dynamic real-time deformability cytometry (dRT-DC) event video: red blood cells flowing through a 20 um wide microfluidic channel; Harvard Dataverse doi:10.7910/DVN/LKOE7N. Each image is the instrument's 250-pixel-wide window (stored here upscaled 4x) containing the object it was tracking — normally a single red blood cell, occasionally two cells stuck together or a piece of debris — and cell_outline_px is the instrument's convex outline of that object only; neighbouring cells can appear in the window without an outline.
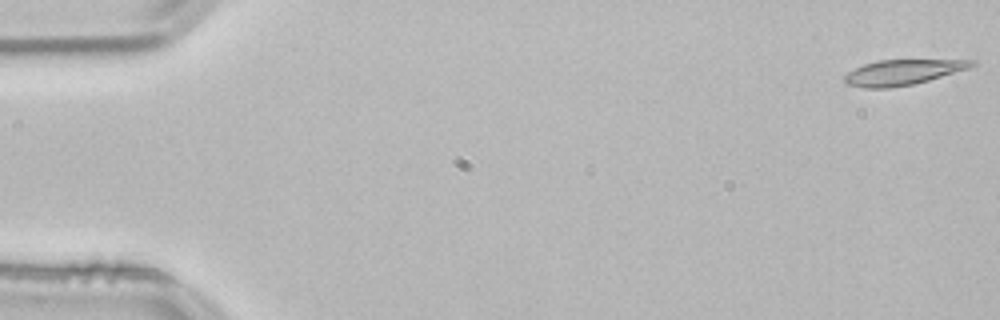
{"species": "common noctule bat (a hibernating species)", "species_latin": "Nyctalus noctula", "temperature_condition": "room temperature", "stored_images_in_passage": 53, "camera_frame_rate_fps": 3000, "um_per_image_px": 0.085, "animal": {"sex": "male", "body_mass_g": 21.5, "forearm_length_mm": 52.0}, "frame": {"image": 1, "passage_image": 1, "time_ms": 0.0, "image_size_px": [1000, 320], "cell_outline_px": [[976, 64], [968, 68], [928, 80], [912, 84], [888, 88], [864, 88], [844, 84], [844, 76], [848, 72], [864, 64], [880, 60], [976, 60]], "centroid_in_image_um": [76.68, 6.15], "position_along_channel_um": 8.3, "area_um2": 18.5}}
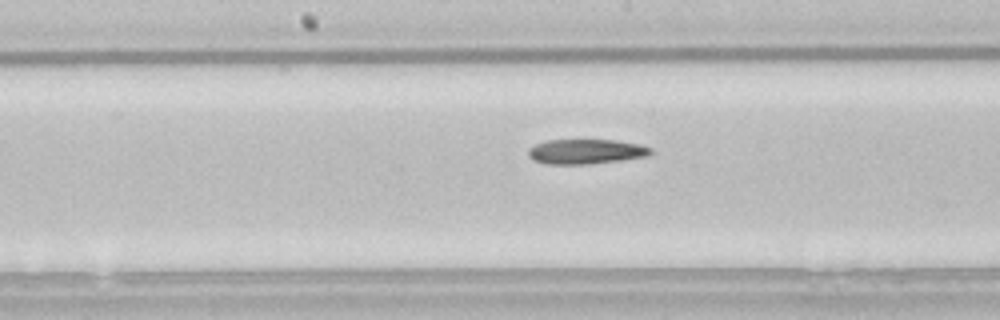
{"frame": {"image": 2, "passage_image": 27, "time_ms": 8.667, "image_size_px": [1000, 320], "cell_outline_px": [[652, 152], [648, 156], [620, 160], [588, 164], [544, 164], [532, 160], [528, 156], [528, 148], [536, 144], [548, 140], [616, 140], [640, 144], [652, 148]], "centroid_in_image_um": [49.78, 12.88], "position_along_channel_um": 198.4, "area_um2": 17.8}}
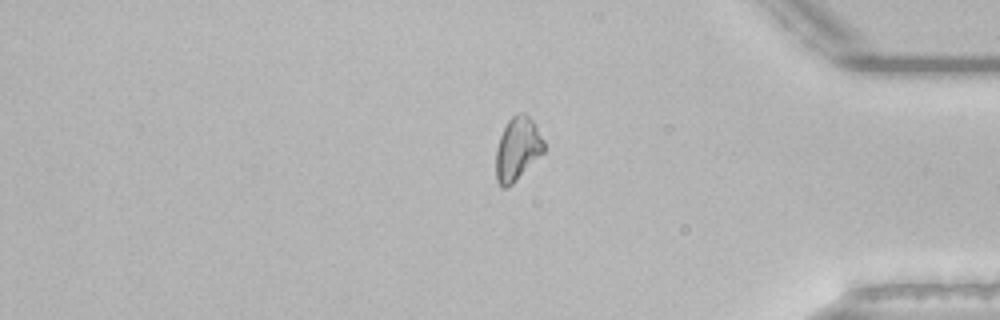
{"frame": {"image": 3, "passage_image": 44, "time_ms": 14.333, "image_size_px": [1000, 320], "cell_outline_px": [[544, 152], [508, 188], [500, 188], [496, 180], [496, 148], [500, 136], [508, 120], [516, 112], [524, 112], [536, 124], [544, 140]], "centroid_in_image_um": [43.98, 12.65], "position_along_channel_um": 391.2, "area_um2": 17.86}}